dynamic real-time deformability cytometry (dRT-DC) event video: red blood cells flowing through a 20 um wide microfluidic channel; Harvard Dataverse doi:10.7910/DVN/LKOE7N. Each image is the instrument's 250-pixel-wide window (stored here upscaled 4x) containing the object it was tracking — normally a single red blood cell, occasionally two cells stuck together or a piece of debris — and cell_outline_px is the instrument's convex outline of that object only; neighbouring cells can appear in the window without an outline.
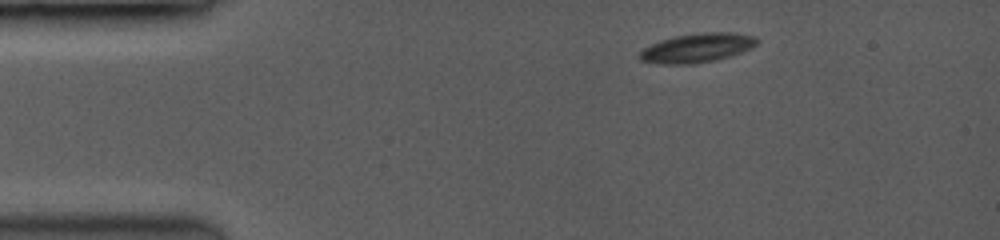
{"species": "common noctule bat (a hibernating species)", "species_latin": "Nyctalus noctula", "temperature_condition": "room temperature", "stored_images_in_passage": 27, "camera_frame_rate_fps": 3500, "um_per_image_px": 0.085, "animal": {"sex": "female", "body_mass_g": 19.0, "forearm_length_mm": 53.3}, "frame": {"image": 1, "passage_image": 1, "time_ms": 0.0, "image_size_px": [1000, 240], "cell_outline_px": [[756, 44], [740, 52], [728, 56], [712, 60], [688, 64], [668, 64], [644, 60], [640, 56], [640, 52], [644, 48], [652, 44], [676, 36], [716, 32], [728, 32], [752, 36], [756, 40]], "centroid_in_image_um": [59.25, 4.07], "position_along_channel_um": 25.8, "area_um2": 18.73}}
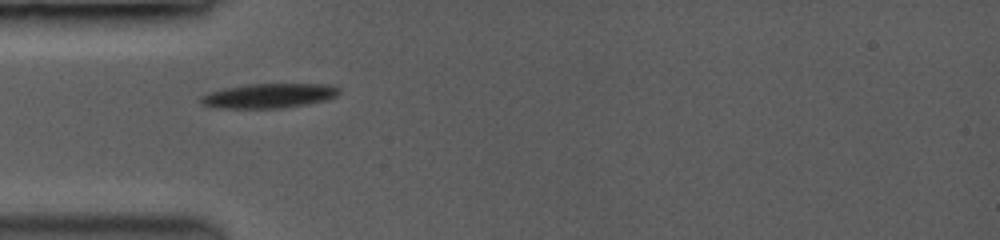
{"frame": {"image": 2, "passage_image": 16, "time_ms": 2.571, "image_size_px": [1000, 240], "cell_outline_px": [[340, 92], [336, 96], [324, 100], [304, 104], [280, 108], [220, 108], [204, 104], [200, 100], [204, 96], [212, 92], [228, 88], [252, 84], [324, 84], [340, 88]], "centroid_in_image_um": [22.92, 8.14], "position_along_channel_um": 62.1, "area_um2": 19.13}}
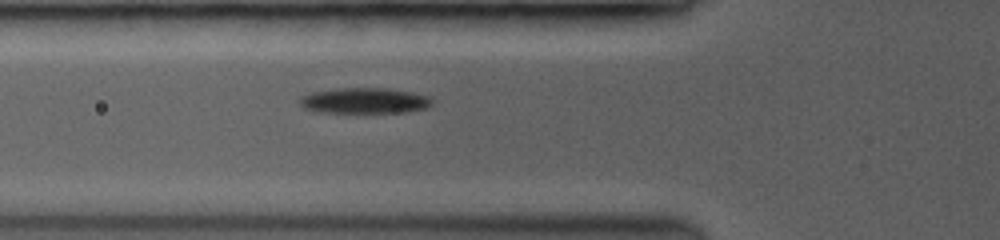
{"frame": {"image": 3, "passage_image": 21, "time_ms": 3.429, "image_size_px": [1000, 240], "cell_outline_px": [[432, 104], [424, 108], [404, 112], [328, 112], [304, 108], [300, 104], [300, 100], [304, 96], [312, 92], [340, 88], [384, 88], [408, 92], [424, 96], [432, 100]], "centroid_in_image_um": [30.96, 8.55], "position_along_channel_um": 94.8, "area_um2": 19.07}}